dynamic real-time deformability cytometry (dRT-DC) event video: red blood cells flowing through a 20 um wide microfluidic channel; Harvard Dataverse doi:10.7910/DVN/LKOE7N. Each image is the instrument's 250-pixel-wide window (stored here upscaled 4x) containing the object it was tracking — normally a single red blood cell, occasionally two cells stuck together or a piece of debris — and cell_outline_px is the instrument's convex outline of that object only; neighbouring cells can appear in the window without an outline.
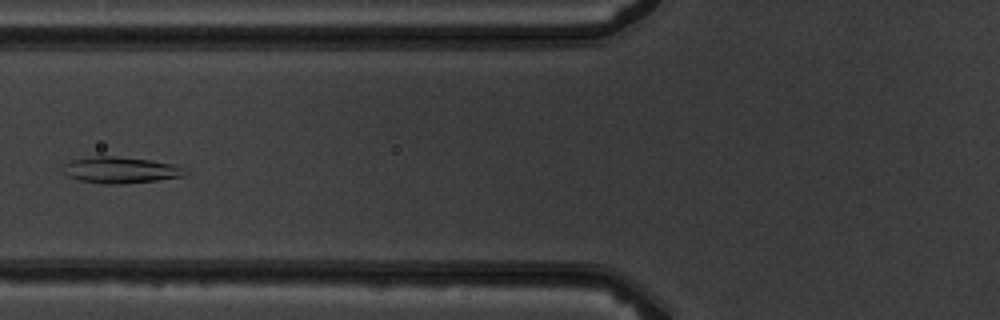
{"species": "common noctule bat (a hibernating species)", "species_latin": "Nyctalus noctula", "temperature_condition": "warm", "stored_images_in_passage": 7, "camera_frame_rate_fps": 3000, "um_per_image_px": 0.085, "animal": {"sex": "male", "body_mass_g": 19.5, "forearm_length_mm": 54.6}, "frame": {"image": 1, "passage_image": 6, "time_ms": 6.0, "image_size_px": [1000, 320], "cell_outline_px": [[188, 176], [156, 180], [120, 184], [104, 184], [80, 180], [68, 176], [60, 168], [64, 164], [72, 160], [96, 156], [116, 156], [148, 160], [172, 164], [188, 172]], "centroid_in_image_um": [10.22, 14.46], "position_along_channel_um": 115.6, "area_um2": 18.55}}